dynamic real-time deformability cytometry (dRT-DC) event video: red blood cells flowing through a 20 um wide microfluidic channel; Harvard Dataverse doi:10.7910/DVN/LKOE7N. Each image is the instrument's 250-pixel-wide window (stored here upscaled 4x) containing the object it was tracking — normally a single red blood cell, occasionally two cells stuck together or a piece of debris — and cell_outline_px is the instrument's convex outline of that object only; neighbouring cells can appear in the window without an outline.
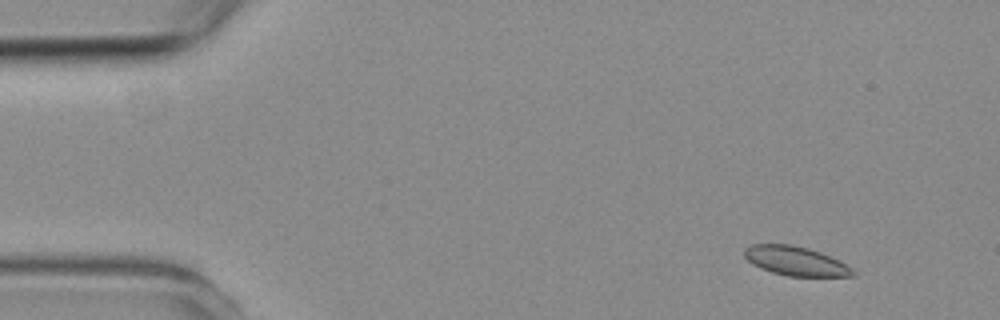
{"species": "common noctule bat (a hibernating species)", "species_latin": "Nyctalus noctula", "temperature_condition": "room temperature", "stored_images_in_passage": 3, "camera_frame_rate_fps": 3000, "um_per_image_px": 0.085, "animal": {"sex": "female", "body_mass_g": 19.3, "forearm_length_mm": 54.1}, "frame": {"image": 1, "passage_image": 1, "time_ms": 0.0, "image_size_px": [1000, 320], "cell_outline_px": [[856, 276], [788, 276], [772, 272], [760, 268], [752, 264], [744, 256], [744, 248], [752, 244], [792, 244], [808, 248], [820, 252], [840, 260], [852, 268], [856, 272]], "centroid_in_image_um": [67.63, 22.18], "position_along_channel_um": 17.4, "area_um2": 18.55}}
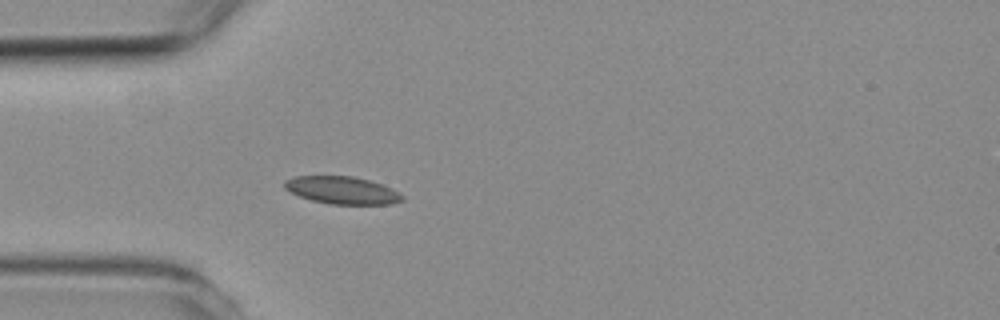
{"frame": {"image": 2, "passage_image": 3, "time_ms": 3.333, "image_size_px": [1000, 320], "cell_outline_px": [[404, 200], [392, 204], [328, 204], [312, 200], [300, 196], [284, 188], [284, 180], [296, 176], [352, 176], [368, 180], [392, 188], [404, 196]], "centroid_in_image_um": [29.09, 16.17], "position_along_channel_um": 55.9, "area_um2": 18.79}}